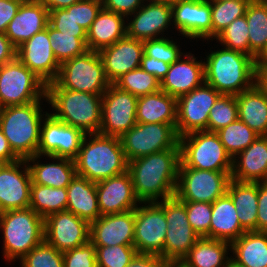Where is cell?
I'll list each match as a JSON object with an SVG mask.
<instances>
[{
    "label": "cell",
    "instance_id": "12",
    "mask_svg": "<svg viewBox=\"0 0 267 267\" xmlns=\"http://www.w3.org/2000/svg\"><path fill=\"white\" fill-rule=\"evenodd\" d=\"M165 219L168 229L164 243V261L180 263L200 236L188 221L185 204L175 196L165 199Z\"/></svg>",
    "mask_w": 267,
    "mask_h": 267
},
{
    "label": "cell",
    "instance_id": "26",
    "mask_svg": "<svg viewBox=\"0 0 267 267\" xmlns=\"http://www.w3.org/2000/svg\"><path fill=\"white\" fill-rule=\"evenodd\" d=\"M134 14L135 18L126 26V36L142 41L155 39L156 35L168 28L172 6L169 3H149Z\"/></svg>",
    "mask_w": 267,
    "mask_h": 267
},
{
    "label": "cell",
    "instance_id": "37",
    "mask_svg": "<svg viewBox=\"0 0 267 267\" xmlns=\"http://www.w3.org/2000/svg\"><path fill=\"white\" fill-rule=\"evenodd\" d=\"M29 207L44 219L52 213L64 211L67 207V190L31 184Z\"/></svg>",
    "mask_w": 267,
    "mask_h": 267
},
{
    "label": "cell",
    "instance_id": "66",
    "mask_svg": "<svg viewBox=\"0 0 267 267\" xmlns=\"http://www.w3.org/2000/svg\"><path fill=\"white\" fill-rule=\"evenodd\" d=\"M253 1L260 3V4L267 5V0H253Z\"/></svg>",
    "mask_w": 267,
    "mask_h": 267
},
{
    "label": "cell",
    "instance_id": "64",
    "mask_svg": "<svg viewBox=\"0 0 267 267\" xmlns=\"http://www.w3.org/2000/svg\"><path fill=\"white\" fill-rule=\"evenodd\" d=\"M226 267H243V266L238 265L237 263L233 262L230 259V261L226 264Z\"/></svg>",
    "mask_w": 267,
    "mask_h": 267
},
{
    "label": "cell",
    "instance_id": "62",
    "mask_svg": "<svg viewBox=\"0 0 267 267\" xmlns=\"http://www.w3.org/2000/svg\"><path fill=\"white\" fill-rule=\"evenodd\" d=\"M15 2H18L20 5L23 4H32V3H37L40 2V0H14Z\"/></svg>",
    "mask_w": 267,
    "mask_h": 267
},
{
    "label": "cell",
    "instance_id": "16",
    "mask_svg": "<svg viewBox=\"0 0 267 267\" xmlns=\"http://www.w3.org/2000/svg\"><path fill=\"white\" fill-rule=\"evenodd\" d=\"M203 84L177 98L176 132L178 137L207 130L210 109L221 94L207 83Z\"/></svg>",
    "mask_w": 267,
    "mask_h": 267
},
{
    "label": "cell",
    "instance_id": "11",
    "mask_svg": "<svg viewBox=\"0 0 267 267\" xmlns=\"http://www.w3.org/2000/svg\"><path fill=\"white\" fill-rule=\"evenodd\" d=\"M231 172L179 168L174 196L180 201L213 203L227 192Z\"/></svg>",
    "mask_w": 267,
    "mask_h": 267
},
{
    "label": "cell",
    "instance_id": "43",
    "mask_svg": "<svg viewBox=\"0 0 267 267\" xmlns=\"http://www.w3.org/2000/svg\"><path fill=\"white\" fill-rule=\"evenodd\" d=\"M238 119L236 96L221 94L210 109L207 131L217 132Z\"/></svg>",
    "mask_w": 267,
    "mask_h": 267
},
{
    "label": "cell",
    "instance_id": "46",
    "mask_svg": "<svg viewBox=\"0 0 267 267\" xmlns=\"http://www.w3.org/2000/svg\"><path fill=\"white\" fill-rule=\"evenodd\" d=\"M22 267H64L63 252L45 240L21 259Z\"/></svg>",
    "mask_w": 267,
    "mask_h": 267
},
{
    "label": "cell",
    "instance_id": "50",
    "mask_svg": "<svg viewBox=\"0 0 267 267\" xmlns=\"http://www.w3.org/2000/svg\"><path fill=\"white\" fill-rule=\"evenodd\" d=\"M64 267H97L96 248L89 241L63 252Z\"/></svg>",
    "mask_w": 267,
    "mask_h": 267
},
{
    "label": "cell",
    "instance_id": "41",
    "mask_svg": "<svg viewBox=\"0 0 267 267\" xmlns=\"http://www.w3.org/2000/svg\"><path fill=\"white\" fill-rule=\"evenodd\" d=\"M50 45L57 61L62 64L64 61L84 54L87 45L74 35L64 34L47 25Z\"/></svg>",
    "mask_w": 267,
    "mask_h": 267
},
{
    "label": "cell",
    "instance_id": "35",
    "mask_svg": "<svg viewBox=\"0 0 267 267\" xmlns=\"http://www.w3.org/2000/svg\"><path fill=\"white\" fill-rule=\"evenodd\" d=\"M230 242L200 237L181 260L183 267H226L230 258H226ZM225 258V259H224Z\"/></svg>",
    "mask_w": 267,
    "mask_h": 267
},
{
    "label": "cell",
    "instance_id": "38",
    "mask_svg": "<svg viewBox=\"0 0 267 267\" xmlns=\"http://www.w3.org/2000/svg\"><path fill=\"white\" fill-rule=\"evenodd\" d=\"M245 17L249 30L250 56L255 59L267 44V5L250 1Z\"/></svg>",
    "mask_w": 267,
    "mask_h": 267
},
{
    "label": "cell",
    "instance_id": "8",
    "mask_svg": "<svg viewBox=\"0 0 267 267\" xmlns=\"http://www.w3.org/2000/svg\"><path fill=\"white\" fill-rule=\"evenodd\" d=\"M55 82L62 89L93 94H103L111 84L99 52L92 50L64 61Z\"/></svg>",
    "mask_w": 267,
    "mask_h": 267
},
{
    "label": "cell",
    "instance_id": "18",
    "mask_svg": "<svg viewBox=\"0 0 267 267\" xmlns=\"http://www.w3.org/2000/svg\"><path fill=\"white\" fill-rule=\"evenodd\" d=\"M16 57L46 85L54 82L59 74L61 64L52 51L47 27L21 44Z\"/></svg>",
    "mask_w": 267,
    "mask_h": 267
},
{
    "label": "cell",
    "instance_id": "33",
    "mask_svg": "<svg viewBox=\"0 0 267 267\" xmlns=\"http://www.w3.org/2000/svg\"><path fill=\"white\" fill-rule=\"evenodd\" d=\"M226 193L233 201L241 227L245 231H257L258 182L230 179Z\"/></svg>",
    "mask_w": 267,
    "mask_h": 267
},
{
    "label": "cell",
    "instance_id": "47",
    "mask_svg": "<svg viewBox=\"0 0 267 267\" xmlns=\"http://www.w3.org/2000/svg\"><path fill=\"white\" fill-rule=\"evenodd\" d=\"M185 204L188 221L200 237L210 238L212 203L182 201Z\"/></svg>",
    "mask_w": 267,
    "mask_h": 267
},
{
    "label": "cell",
    "instance_id": "13",
    "mask_svg": "<svg viewBox=\"0 0 267 267\" xmlns=\"http://www.w3.org/2000/svg\"><path fill=\"white\" fill-rule=\"evenodd\" d=\"M137 96L111 83L102 94L99 134L120 138L137 124Z\"/></svg>",
    "mask_w": 267,
    "mask_h": 267
},
{
    "label": "cell",
    "instance_id": "29",
    "mask_svg": "<svg viewBox=\"0 0 267 267\" xmlns=\"http://www.w3.org/2000/svg\"><path fill=\"white\" fill-rule=\"evenodd\" d=\"M124 15L101 9L86 32L88 50L100 51L126 36Z\"/></svg>",
    "mask_w": 267,
    "mask_h": 267
},
{
    "label": "cell",
    "instance_id": "10",
    "mask_svg": "<svg viewBox=\"0 0 267 267\" xmlns=\"http://www.w3.org/2000/svg\"><path fill=\"white\" fill-rule=\"evenodd\" d=\"M127 161L179 147L176 124L137 123L121 137Z\"/></svg>",
    "mask_w": 267,
    "mask_h": 267
},
{
    "label": "cell",
    "instance_id": "36",
    "mask_svg": "<svg viewBox=\"0 0 267 267\" xmlns=\"http://www.w3.org/2000/svg\"><path fill=\"white\" fill-rule=\"evenodd\" d=\"M58 163L29 165L32 184L50 186L53 188H67L76 176L75 161L70 158L49 156Z\"/></svg>",
    "mask_w": 267,
    "mask_h": 267
},
{
    "label": "cell",
    "instance_id": "19",
    "mask_svg": "<svg viewBox=\"0 0 267 267\" xmlns=\"http://www.w3.org/2000/svg\"><path fill=\"white\" fill-rule=\"evenodd\" d=\"M26 163V160L19 159L13 163H5L0 169V213L30 206L32 179ZM21 164L26 165L23 174L18 169Z\"/></svg>",
    "mask_w": 267,
    "mask_h": 267
},
{
    "label": "cell",
    "instance_id": "49",
    "mask_svg": "<svg viewBox=\"0 0 267 267\" xmlns=\"http://www.w3.org/2000/svg\"><path fill=\"white\" fill-rule=\"evenodd\" d=\"M143 45L146 56L154 57L170 65L182 56V53L173 40L171 41L163 37L144 40Z\"/></svg>",
    "mask_w": 267,
    "mask_h": 267
},
{
    "label": "cell",
    "instance_id": "60",
    "mask_svg": "<svg viewBox=\"0 0 267 267\" xmlns=\"http://www.w3.org/2000/svg\"><path fill=\"white\" fill-rule=\"evenodd\" d=\"M255 71L257 74L267 71V44L255 57Z\"/></svg>",
    "mask_w": 267,
    "mask_h": 267
},
{
    "label": "cell",
    "instance_id": "39",
    "mask_svg": "<svg viewBox=\"0 0 267 267\" xmlns=\"http://www.w3.org/2000/svg\"><path fill=\"white\" fill-rule=\"evenodd\" d=\"M217 135L232 159L260 136L240 119L218 130Z\"/></svg>",
    "mask_w": 267,
    "mask_h": 267
},
{
    "label": "cell",
    "instance_id": "59",
    "mask_svg": "<svg viewBox=\"0 0 267 267\" xmlns=\"http://www.w3.org/2000/svg\"><path fill=\"white\" fill-rule=\"evenodd\" d=\"M80 0H40V2L49 10L64 9L79 2Z\"/></svg>",
    "mask_w": 267,
    "mask_h": 267
},
{
    "label": "cell",
    "instance_id": "31",
    "mask_svg": "<svg viewBox=\"0 0 267 267\" xmlns=\"http://www.w3.org/2000/svg\"><path fill=\"white\" fill-rule=\"evenodd\" d=\"M137 123L176 124L177 98L161 89L137 98Z\"/></svg>",
    "mask_w": 267,
    "mask_h": 267
},
{
    "label": "cell",
    "instance_id": "21",
    "mask_svg": "<svg viewBox=\"0 0 267 267\" xmlns=\"http://www.w3.org/2000/svg\"><path fill=\"white\" fill-rule=\"evenodd\" d=\"M135 209L100 216L90 223L94 246L134 245Z\"/></svg>",
    "mask_w": 267,
    "mask_h": 267
},
{
    "label": "cell",
    "instance_id": "32",
    "mask_svg": "<svg viewBox=\"0 0 267 267\" xmlns=\"http://www.w3.org/2000/svg\"><path fill=\"white\" fill-rule=\"evenodd\" d=\"M245 232L231 197L225 193L216 199L212 203L210 238L232 243Z\"/></svg>",
    "mask_w": 267,
    "mask_h": 267
},
{
    "label": "cell",
    "instance_id": "67",
    "mask_svg": "<svg viewBox=\"0 0 267 267\" xmlns=\"http://www.w3.org/2000/svg\"><path fill=\"white\" fill-rule=\"evenodd\" d=\"M5 163L3 161L0 160V169L2 168V166L4 165Z\"/></svg>",
    "mask_w": 267,
    "mask_h": 267
},
{
    "label": "cell",
    "instance_id": "40",
    "mask_svg": "<svg viewBox=\"0 0 267 267\" xmlns=\"http://www.w3.org/2000/svg\"><path fill=\"white\" fill-rule=\"evenodd\" d=\"M252 0H210L212 38L217 37L235 19L243 17Z\"/></svg>",
    "mask_w": 267,
    "mask_h": 267
},
{
    "label": "cell",
    "instance_id": "4",
    "mask_svg": "<svg viewBox=\"0 0 267 267\" xmlns=\"http://www.w3.org/2000/svg\"><path fill=\"white\" fill-rule=\"evenodd\" d=\"M46 100L56 113L52 115L85 134L99 133L102 94L62 89L55 81L46 85Z\"/></svg>",
    "mask_w": 267,
    "mask_h": 267
},
{
    "label": "cell",
    "instance_id": "25",
    "mask_svg": "<svg viewBox=\"0 0 267 267\" xmlns=\"http://www.w3.org/2000/svg\"><path fill=\"white\" fill-rule=\"evenodd\" d=\"M48 24L49 10L41 2L23 4L8 24L5 34L17 49Z\"/></svg>",
    "mask_w": 267,
    "mask_h": 267
},
{
    "label": "cell",
    "instance_id": "51",
    "mask_svg": "<svg viewBox=\"0 0 267 267\" xmlns=\"http://www.w3.org/2000/svg\"><path fill=\"white\" fill-rule=\"evenodd\" d=\"M102 8V0H80L73 4V17L87 32Z\"/></svg>",
    "mask_w": 267,
    "mask_h": 267
},
{
    "label": "cell",
    "instance_id": "7",
    "mask_svg": "<svg viewBox=\"0 0 267 267\" xmlns=\"http://www.w3.org/2000/svg\"><path fill=\"white\" fill-rule=\"evenodd\" d=\"M179 147L181 161L179 168L232 171L233 159L216 132L204 130L181 136Z\"/></svg>",
    "mask_w": 267,
    "mask_h": 267
},
{
    "label": "cell",
    "instance_id": "61",
    "mask_svg": "<svg viewBox=\"0 0 267 267\" xmlns=\"http://www.w3.org/2000/svg\"><path fill=\"white\" fill-rule=\"evenodd\" d=\"M257 82L267 93V71L264 73L257 74Z\"/></svg>",
    "mask_w": 267,
    "mask_h": 267
},
{
    "label": "cell",
    "instance_id": "17",
    "mask_svg": "<svg viewBox=\"0 0 267 267\" xmlns=\"http://www.w3.org/2000/svg\"><path fill=\"white\" fill-rule=\"evenodd\" d=\"M44 240L58 251L78 248L90 241V223L68 210L44 219Z\"/></svg>",
    "mask_w": 267,
    "mask_h": 267
},
{
    "label": "cell",
    "instance_id": "53",
    "mask_svg": "<svg viewBox=\"0 0 267 267\" xmlns=\"http://www.w3.org/2000/svg\"><path fill=\"white\" fill-rule=\"evenodd\" d=\"M257 231L267 232V181L258 182Z\"/></svg>",
    "mask_w": 267,
    "mask_h": 267
},
{
    "label": "cell",
    "instance_id": "15",
    "mask_svg": "<svg viewBox=\"0 0 267 267\" xmlns=\"http://www.w3.org/2000/svg\"><path fill=\"white\" fill-rule=\"evenodd\" d=\"M44 125L40 129V140L37 155L27 158L34 162L41 155L75 159L85 134L81 129L65 124L52 114L46 113Z\"/></svg>",
    "mask_w": 267,
    "mask_h": 267
},
{
    "label": "cell",
    "instance_id": "54",
    "mask_svg": "<svg viewBox=\"0 0 267 267\" xmlns=\"http://www.w3.org/2000/svg\"><path fill=\"white\" fill-rule=\"evenodd\" d=\"M140 67L155 76L160 82L165 77L169 70L170 64L165 63L162 60L155 59L154 57H148L145 54L142 56Z\"/></svg>",
    "mask_w": 267,
    "mask_h": 267
},
{
    "label": "cell",
    "instance_id": "42",
    "mask_svg": "<svg viewBox=\"0 0 267 267\" xmlns=\"http://www.w3.org/2000/svg\"><path fill=\"white\" fill-rule=\"evenodd\" d=\"M114 84L137 97L160 90V81L141 67L123 74Z\"/></svg>",
    "mask_w": 267,
    "mask_h": 267
},
{
    "label": "cell",
    "instance_id": "22",
    "mask_svg": "<svg viewBox=\"0 0 267 267\" xmlns=\"http://www.w3.org/2000/svg\"><path fill=\"white\" fill-rule=\"evenodd\" d=\"M98 208L102 215L123 213L136 209L135 195L128 171L96 183Z\"/></svg>",
    "mask_w": 267,
    "mask_h": 267
},
{
    "label": "cell",
    "instance_id": "2",
    "mask_svg": "<svg viewBox=\"0 0 267 267\" xmlns=\"http://www.w3.org/2000/svg\"><path fill=\"white\" fill-rule=\"evenodd\" d=\"M88 135L92 140L87 143V136H84L74 159L77 175L97 183L127 171L128 161L120 138L99 133Z\"/></svg>",
    "mask_w": 267,
    "mask_h": 267
},
{
    "label": "cell",
    "instance_id": "3",
    "mask_svg": "<svg viewBox=\"0 0 267 267\" xmlns=\"http://www.w3.org/2000/svg\"><path fill=\"white\" fill-rule=\"evenodd\" d=\"M204 73L205 83L224 95L236 96L257 82L255 59L227 48L211 52L207 56Z\"/></svg>",
    "mask_w": 267,
    "mask_h": 267
},
{
    "label": "cell",
    "instance_id": "63",
    "mask_svg": "<svg viewBox=\"0 0 267 267\" xmlns=\"http://www.w3.org/2000/svg\"><path fill=\"white\" fill-rule=\"evenodd\" d=\"M174 0H151L150 3H169L171 4Z\"/></svg>",
    "mask_w": 267,
    "mask_h": 267
},
{
    "label": "cell",
    "instance_id": "23",
    "mask_svg": "<svg viewBox=\"0 0 267 267\" xmlns=\"http://www.w3.org/2000/svg\"><path fill=\"white\" fill-rule=\"evenodd\" d=\"M105 74L110 83H114L123 74L140 67L144 54L142 40L125 36L113 45L99 51Z\"/></svg>",
    "mask_w": 267,
    "mask_h": 267
},
{
    "label": "cell",
    "instance_id": "9",
    "mask_svg": "<svg viewBox=\"0 0 267 267\" xmlns=\"http://www.w3.org/2000/svg\"><path fill=\"white\" fill-rule=\"evenodd\" d=\"M46 98V84L17 57L0 66V106L24 105Z\"/></svg>",
    "mask_w": 267,
    "mask_h": 267
},
{
    "label": "cell",
    "instance_id": "5",
    "mask_svg": "<svg viewBox=\"0 0 267 267\" xmlns=\"http://www.w3.org/2000/svg\"><path fill=\"white\" fill-rule=\"evenodd\" d=\"M40 108L39 101L1 108L0 129L19 159L37 155L43 116Z\"/></svg>",
    "mask_w": 267,
    "mask_h": 267
},
{
    "label": "cell",
    "instance_id": "30",
    "mask_svg": "<svg viewBox=\"0 0 267 267\" xmlns=\"http://www.w3.org/2000/svg\"><path fill=\"white\" fill-rule=\"evenodd\" d=\"M66 190V210L89 223L96 221L101 216L98 208L95 182H91L87 178L76 174Z\"/></svg>",
    "mask_w": 267,
    "mask_h": 267
},
{
    "label": "cell",
    "instance_id": "65",
    "mask_svg": "<svg viewBox=\"0 0 267 267\" xmlns=\"http://www.w3.org/2000/svg\"><path fill=\"white\" fill-rule=\"evenodd\" d=\"M164 267H183L180 263H166Z\"/></svg>",
    "mask_w": 267,
    "mask_h": 267
},
{
    "label": "cell",
    "instance_id": "48",
    "mask_svg": "<svg viewBox=\"0 0 267 267\" xmlns=\"http://www.w3.org/2000/svg\"><path fill=\"white\" fill-rule=\"evenodd\" d=\"M49 25L59 32L80 38L86 44V31L76 23L73 5L49 11Z\"/></svg>",
    "mask_w": 267,
    "mask_h": 267
},
{
    "label": "cell",
    "instance_id": "20",
    "mask_svg": "<svg viewBox=\"0 0 267 267\" xmlns=\"http://www.w3.org/2000/svg\"><path fill=\"white\" fill-rule=\"evenodd\" d=\"M172 18L185 37L212 38L211 4L208 0H174Z\"/></svg>",
    "mask_w": 267,
    "mask_h": 267
},
{
    "label": "cell",
    "instance_id": "1",
    "mask_svg": "<svg viewBox=\"0 0 267 267\" xmlns=\"http://www.w3.org/2000/svg\"><path fill=\"white\" fill-rule=\"evenodd\" d=\"M180 163V148H170L129 161L127 171L139 203H156L158 197L162 200L173 197Z\"/></svg>",
    "mask_w": 267,
    "mask_h": 267
},
{
    "label": "cell",
    "instance_id": "57",
    "mask_svg": "<svg viewBox=\"0 0 267 267\" xmlns=\"http://www.w3.org/2000/svg\"><path fill=\"white\" fill-rule=\"evenodd\" d=\"M16 48L5 33H0V66L16 58Z\"/></svg>",
    "mask_w": 267,
    "mask_h": 267
},
{
    "label": "cell",
    "instance_id": "27",
    "mask_svg": "<svg viewBox=\"0 0 267 267\" xmlns=\"http://www.w3.org/2000/svg\"><path fill=\"white\" fill-rule=\"evenodd\" d=\"M238 163L233 159L231 179L240 182L267 181V136H258L241 151Z\"/></svg>",
    "mask_w": 267,
    "mask_h": 267
},
{
    "label": "cell",
    "instance_id": "55",
    "mask_svg": "<svg viewBox=\"0 0 267 267\" xmlns=\"http://www.w3.org/2000/svg\"><path fill=\"white\" fill-rule=\"evenodd\" d=\"M19 6L20 4L14 0H0V33H5Z\"/></svg>",
    "mask_w": 267,
    "mask_h": 267
},
{
    "label": "cell",
    "instance_id": "56",
    "mask_svg": "<svg viewBox=\"0 0 267 267\" xmlns=\"http://www.w3.org/2000/svg\"><path fill=\"white\" fill-rule=\"evenodd\" d=\"M165 264L159 255L137 253L127 267H164Z\"/></svg>",
    "mask_w": 267,
    "mask_h": 267
},
{
    "label": "cell",
    "instance_id": "14",
    "mask_svg": "<svg viewBox=\"0 0 267 267\" xmlns=\"http://www.w3.org/2000/svg\"><path fill=\"white\" fill-rule=\"evenodd\" d=\"M167 221L165 199L135 209L134 247L137 253L159 255L164 260Z\"/></svg>",
    "mask_w": 267,
    "mask_h": 267
},
{
    "label": "cell",
    "instance_id": "28",
    "mask_svg": "<svg viewBox=\"0 0 267 267\" xmlns=\"http://www.w3.org/2000/svg\"><path fill=\"white\" fill-rule=\"evenodd\" d=\"M238 119L260 136H267V93L256 82L250 89L236 95Z\"/></svg>",
    "mask_w": 267,
    "mask_h": 267
},
{
    "label": "cell",
    "instance_id": "44",
    "mask_svg": "<svg viewBox=\"0 0 267 267\" xmlns=\"http://www.w3.org/2000/svg\"><path fill=\"white\" fill-rule=\"evenodd\" d=\"M249 30L245 15L235 19L216 37L227 49L250 55Z\"/></svg>",
    "mask_w": 267,
    "mask_h": 267
},
{
    "label": "cell",
    "instance_id": "45",
    "mask_svg": "<svg viewBox=\"0 0 267 267\" xmlns=\"http://www.w3.org/2000/svg\"><path fill=\"white\" fill-rule=\"evenodd\" d=\"M97 267H127L137 254L134 245L95 246Z\"/></svg>",
    "mask_w": 267,
    "mask_h": 267
},
{
    "label": "cell",
    "instance_id": "24",
    "mask_svg": "<svg viewBox=\"0 0 267 267\" xmlns=\"http://www.w3.org/2000/svg\"><path fill=\"white\" fill-rule=\"evenodd\" d=\"M185 57L189 60L180 61L179 58L172 63L160 82V89L175 98L191 92L205 82L204 63L196 61L191 54Z\"/></svg>",
    "mask_w": 267,
    "mask_h": 267
},
{
    "label": "cell",
    "instance_id": "58",
    "mask_svg": "<svg viewBox=\"0 0 267 267\" xmlns=\"http://www.w3.org/2000/svg\"><path fill=\"white\" fill-rule=\"evenodd\" d=\"M0 160L4 163H13L18 161L19 158L13 153L9 146L7 138L4 136L0 129Z\"/></svg>",
    "mask_w": 267,
    "mask_h": 267
},
{
    "label": "cell",
    "instance_id": "34",
    "mask_svg": "<svg viewBox=\"0 0 267 267\" xmlns=\"http://www.w3.org/2000/svg\"><path fill=\"white\" fill-rule=\"evenodd\" d=\"M236 258L231 260L243 267H267V232L246 231L231 243Z\"/></svg>",
    "mask_w": 267,
    "mask_h": 267
},
{
    "label": "cell",
    "instance_id": "52",
    "mask_svg": "<svg viewBox=\"0 0 267 267\" xmlns=\"http://www.w3.org/2000/svg\"><path fill=\"white\" fill-rule=\"evenodd\" d=\"M143 0H102L103 8L121 15H132L140 8ZM140 5V6H139ZM139 7V8H138Z\"/></svg>",
    "mask_w": 267,
    "mask_h": 267
},
{
    "label": "cell",
    "instance_id": "6",
    "mask_svg": "<svg viewBox=\"0 0 267 267\" xmlns=\"http://www.w3.org/2000/svg\"><path fill=\"white\" fill-rule=\"evenodd\" d=\"M7 260H20L44 241V218L30 207L0 213Z\"/></svg>",
    "mask_w": 267,
    "mask_h": 267
}]
</instances>
